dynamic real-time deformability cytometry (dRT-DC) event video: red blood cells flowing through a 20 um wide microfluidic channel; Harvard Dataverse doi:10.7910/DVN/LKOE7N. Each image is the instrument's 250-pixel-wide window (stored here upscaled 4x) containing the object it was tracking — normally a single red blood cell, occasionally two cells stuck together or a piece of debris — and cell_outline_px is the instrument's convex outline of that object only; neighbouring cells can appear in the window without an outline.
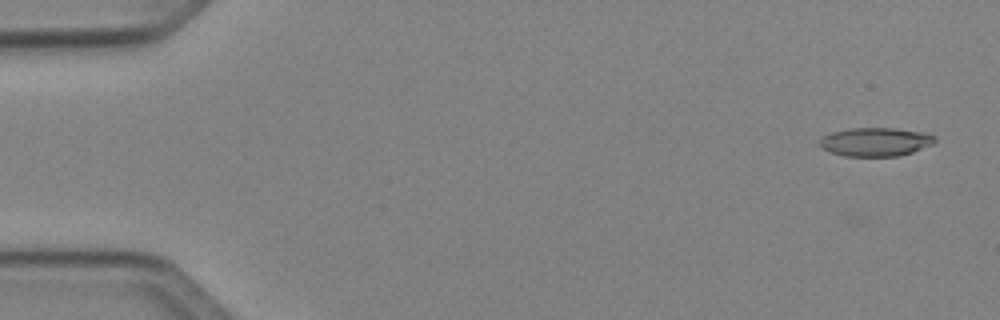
{"species": "Egyptian fruit bat (a non-hibernating species)", "species_latin": "Rousettus aegyptiacus", "temperature_condition": "cold", "stored_images_in_passage": 7, "camera_frame_rate_fps": 3000, "um_per_image_px": 0.085, "animal": {"sex": "female"}, "frame": {"image": 1, "passage_image": 1, "time_ms": 0.0, "image_size_px": [1000, 320], "cell_outline_px": [[936, 140], [932, 144], [912, 152], [900, 156], [844, 156], [820, 148], [816, 144], [820, 136], [832, 132], [848, 128], [892, 128], [920, 132], [936, 136]], "centroid_in_image_um": [74.33, 12.06], "position_along_channel_um": 10.7, "area_um2": 19.36}}
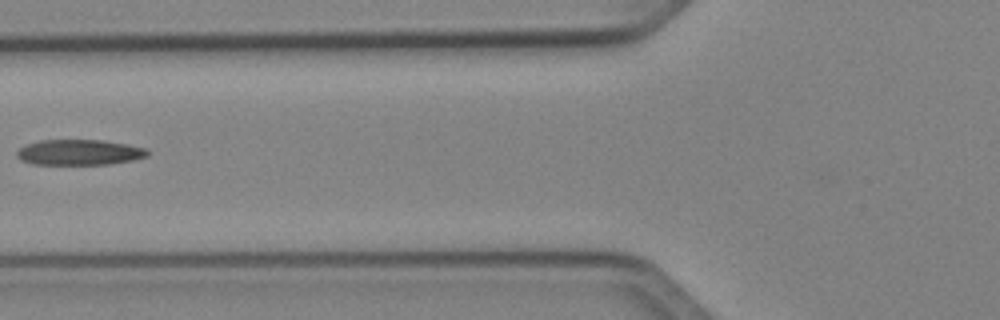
{"frame": {"image": 2, "passage_image": 6, "time_ms": 6.0, "image_size_px": [1000, 320], "cell_outline_px": [[148, 156], [132, 160], [108, 164], [32, 164], [20, 160], [16, 156], [16, 152], [20, 148], [28, 144], [40, 140], [104, 140], [128, 144], [148, 148]], "centroid_in_image_um": [6.75, 12.94], "position_along_channel_um": 119.0, "area_um2": 19.48}}
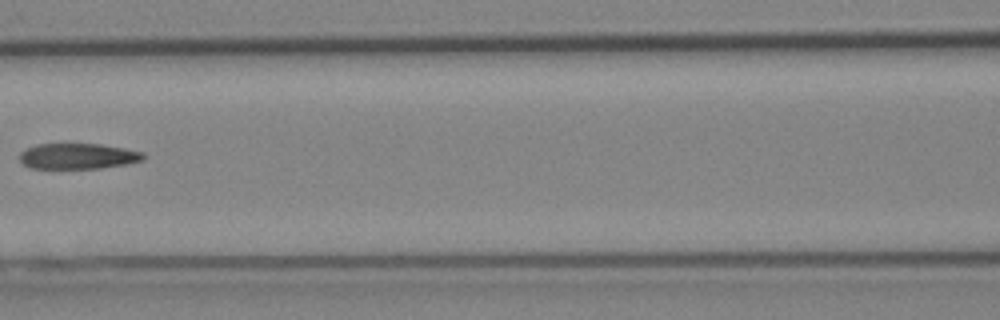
{"frame": {"image": 3, "passage_image": 7, "time_ms": 7.0, "image_size_px": [1000, 320], "cell_outline_px": [[144, 160], [124, 164], [100, 168], [28, 168], [20, 160], [20, 152], [36, 144], [100, 144], [124, 148], [144, 152]], "centroid_in_image_um": [6.62, 13.27], "position_along_channel_um": 160.0, "area_um2": 18.38}}